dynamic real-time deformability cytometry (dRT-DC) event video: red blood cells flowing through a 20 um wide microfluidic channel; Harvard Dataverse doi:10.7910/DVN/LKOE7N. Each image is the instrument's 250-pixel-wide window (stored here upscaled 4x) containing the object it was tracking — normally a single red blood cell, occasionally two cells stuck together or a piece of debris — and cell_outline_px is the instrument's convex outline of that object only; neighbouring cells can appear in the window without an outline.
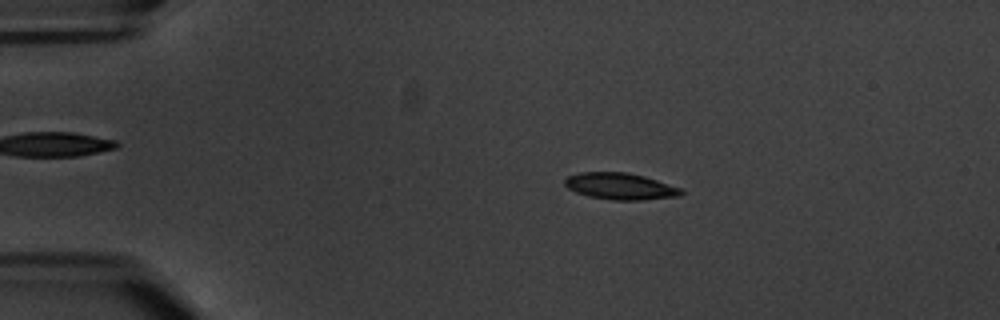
{"species": "common noctule bat (a hibernating species)", "species_latin": "Nyctalus noctula", "temperature_condition": "warm", "stored_images_in_passage": 7, "camera_frame_rate_fps": 3000, "um_per_image_px": 0.085, "animal": {"sex": "male", "body_mass_g": 20.1, "forearm_length_mm": 53.5}, "frame": {"image": 1, "passage_image": 3, "time_ms": 2.333, "image_size_px": [1000, 320], "cell_outline_px": [[684, 192], [680, 196], [640, 200], [612, 200], [588, 196], [576, 192], [568, 188], [564, 184], [564, 180], [568, 176], [580, 172], [628, 172], [644, 176], [680, 188]], "centroid_in_image_um": [52.7, 15.83], "position_along_channel_um": 32.3, "area_um2": 17.98}}
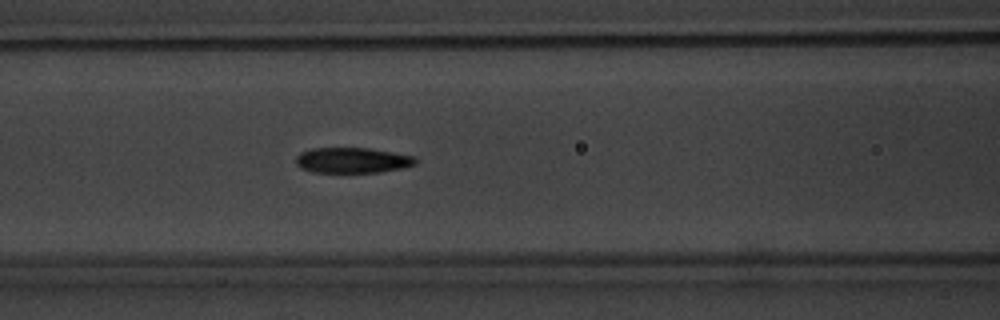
{"frame": {"image": 2, "passage_image": 7, "time_ms": 7.0, "image_size_px": [1000, 320], "cell_outline_px": [[416, 164], [404, 168], [380, 172], [312, 172], [300, 168], [296, 164], [296, 156], [300, 152], [312, 148], [368, 148], [416, 156]], "centroid_in_image_um": [29.95, 13.62], "position_along_channel_um": 136.6, "area_um2": 17.86}}